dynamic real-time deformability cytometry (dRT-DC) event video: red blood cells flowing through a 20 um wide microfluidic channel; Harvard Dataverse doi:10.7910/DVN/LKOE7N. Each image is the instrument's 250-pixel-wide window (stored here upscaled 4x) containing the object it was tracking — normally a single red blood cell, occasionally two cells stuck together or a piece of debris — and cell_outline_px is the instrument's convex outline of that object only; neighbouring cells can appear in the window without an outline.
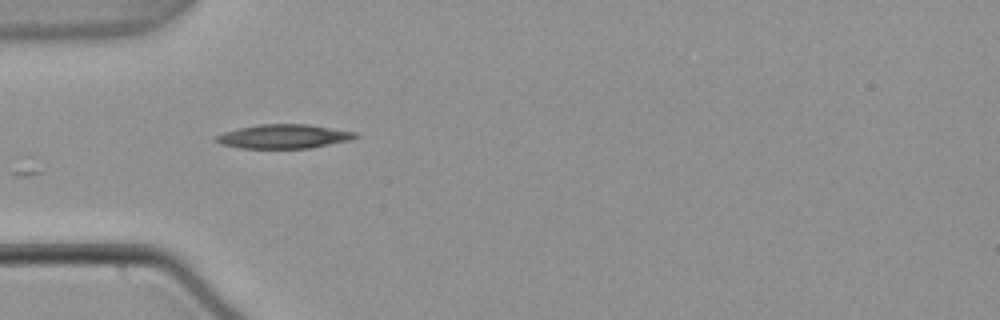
{"species": "common noctule bat (a hibernating species)", "species_latin": "Nyctalus noctula", "temperature_condition": "warm", "stored_images_in_passage": 5, "camera_frame_rate_fps": 3000, "um_per_image_px": 0.085, "animal": {"sex": "male", "body_mass_g": 21.5, "forearm_length_mm": 52.0}, "frame": {"image": 1, "passage_image": 1, "time_ms": 0.0, "image_size_px": [1000, 320], "cell_outline_px": [[360, 136], [352, 140], [312, 148], [240, 148], [220, 144], [212, 140], [216, 136], [224, 132], [240, 128], [260, 124], [308, 124], [356, 132]], "centroid_in_image_um": [24.14, 11.6], "position_along_channel_um": 60.9, "area_um2": 19.65}}
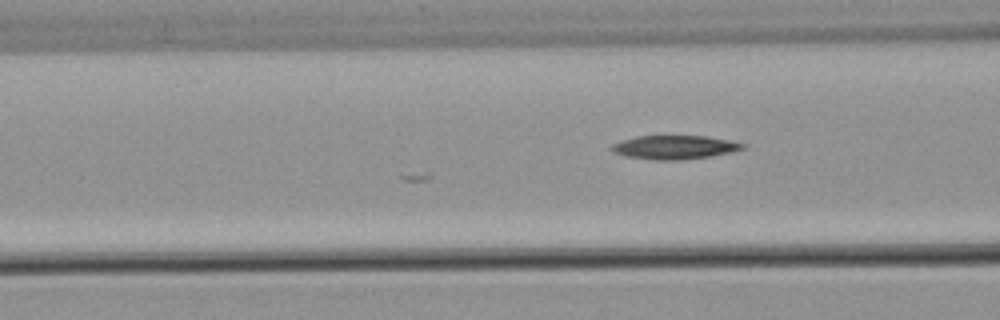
{"frame": {"image": 2, "passage_image": 5, "time_ms": 1.333, "image_size_px": [1000, 320], "cell_outline_px": [[748, 144], [744, 148], [732, 152], [708, 156], [680, 160], [656, 160], [624, 156], [612, 152], [608, 148], [612, 144], [620, 140], [636, 136], [708, 136], [732, 140]], "centroid_in_image_um": [57.31, 12.51], "position_along_channel_um": 109.3, "area_um2": 18.38}}